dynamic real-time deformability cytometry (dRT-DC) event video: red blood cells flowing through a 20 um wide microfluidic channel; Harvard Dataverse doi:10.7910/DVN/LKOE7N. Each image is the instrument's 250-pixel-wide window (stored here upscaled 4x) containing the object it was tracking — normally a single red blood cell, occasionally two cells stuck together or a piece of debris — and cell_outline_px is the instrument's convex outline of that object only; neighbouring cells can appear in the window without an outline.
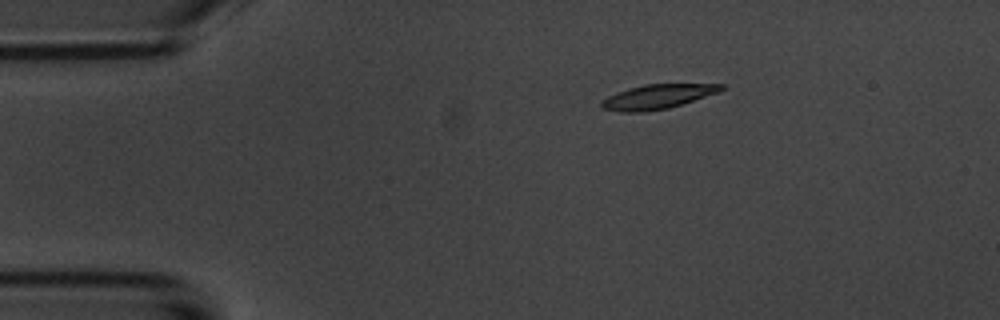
{"species": "common noctule bat (a hibernating species)", "species_latin": "Nyctalus noctula", "temperature_condition": "room temperature", "stored_images_in_passage": 8, "camera_frame_rate_fps": 3000, "um_per_image_px": 0.085, "animal": {"sex": "male", "body_mass_g": 20.1, "forearm_length_mm": 53.5}, "frame": {"image": 1, "passage_image": 3, "time_ms": 2.333, "image_size_px": [1000, 320], "cell_outline_px": [[724, 88], [720, 92], [668, 108], [640, 112], [620, 112], [600, 108], [600, 100], [616, 92], [628, 88], [644, 84], [724, 84]], "centroid_in_image_um": [55.84, 8.21], "position_along_channel_um": 29.2, "area_um2": 17.11}}
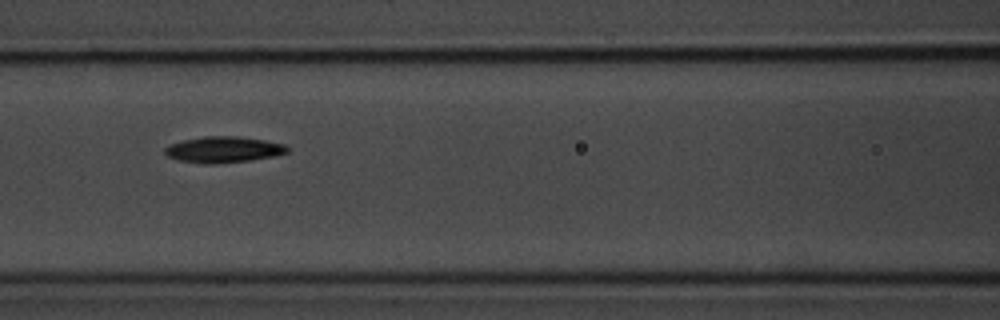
{"frame": {"image": 2, "passage_image": 7, "time_ms": 7.0, "image_size_px": [1000, 320], "cell_outline_px": [[288, 152], [276, 156], [248, 160], [216, 164], [204, 164], [180, 160], [168, 156], [164, 152], [164, 148], [168, 144], [184, 140], [204, 136], [240, 136], [264, 140], [284, 144], [288, 148]], "centroid_in_image_um": [18.99, 12.71], "position_along_channel_um": 147.6, "area_um2": 18.61}}
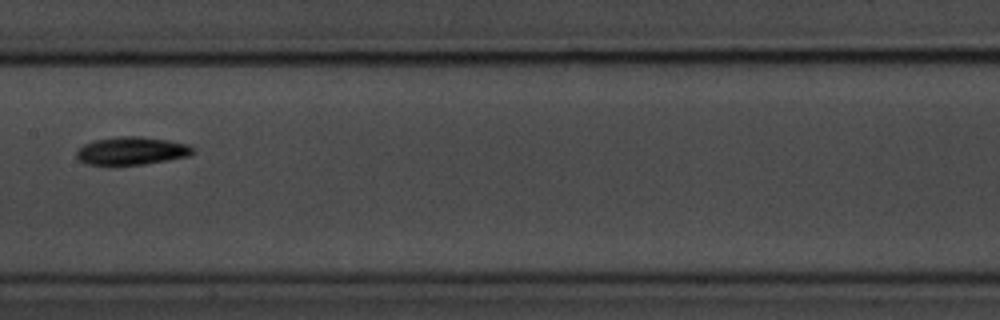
{"frame": {"image": 3, "passage_image": 8, "time_ms": 8.333, "image_size_px": [1000, 320], "cell_outline_px": [[196, 152], [188, 156], [144, 164], [112, 168], [84, 164], [76, 156], [76, 152], [84, 144], [92, 140], [120, 136], [140, 136], [168, 140], [188, 144]], "centroid_in_image_um": [11.12, 12.86], "position_along_channel_um": 196.3, "area_um2": 19.65}}